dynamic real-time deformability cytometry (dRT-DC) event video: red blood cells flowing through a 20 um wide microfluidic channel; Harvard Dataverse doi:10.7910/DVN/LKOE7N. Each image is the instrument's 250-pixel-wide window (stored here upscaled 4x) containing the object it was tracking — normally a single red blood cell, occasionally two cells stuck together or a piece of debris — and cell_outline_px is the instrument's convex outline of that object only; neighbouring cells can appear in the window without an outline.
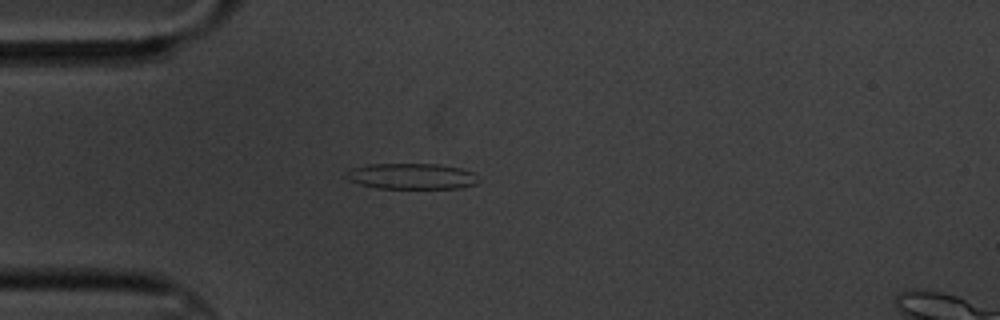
{"species": "common noctule bat (a hibernating species)", "species_latin": "Nyctalus noctula", "temperature_condition": "cold", "stored_images_in_passage": 1, "camera_frame_rate_fps": 3000, "um_per_image_px": 0.085, "animal": {"sex": "male", "body_mass_g": 20.1, "forearm_length_mm": 53.5}, "frame": {"image": 1, "passage_image": 1, "time_ms": 0.0, "image_size_px": [1000, 320], "cell_outline_px": [[476, 184], [460, 188], [376, 188], [360, 184], [348, 180], [344, 176], [352, 168], [368, 164], [440, 164], [460, 168], [472, 172], [476, 176]], "centroid_in_image_um": [34.96, 14.98], "position_along_channel_um": 50.0, "area_um2": 19.83}}